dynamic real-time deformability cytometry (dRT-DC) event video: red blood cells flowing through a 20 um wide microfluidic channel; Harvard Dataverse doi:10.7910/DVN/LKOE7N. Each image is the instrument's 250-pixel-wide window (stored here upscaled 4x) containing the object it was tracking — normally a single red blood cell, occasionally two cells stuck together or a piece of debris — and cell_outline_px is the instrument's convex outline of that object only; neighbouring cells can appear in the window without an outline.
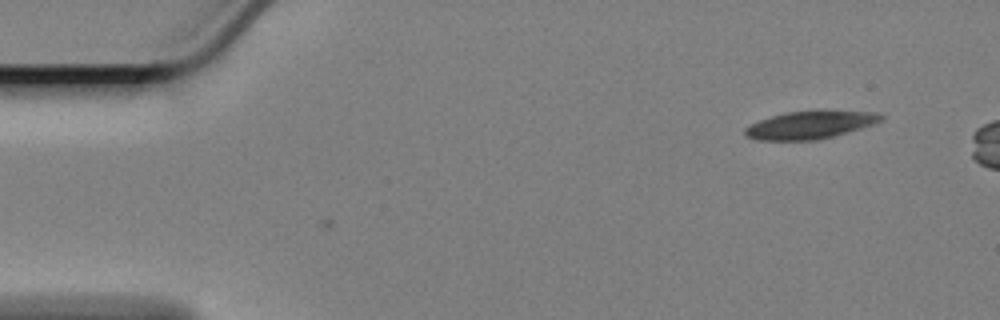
{"species": "Egyptian fruit bat (a non-hibernating species)", "species_latin": "Rousettus aegyptiacus", "temperature_condition": "cold", "stored_images_in_passage": 2, "camera_frame_rate_fps": 3000, "um_per_image_px": 0.085, "animal": {"sex": "female"}, "frame": {"image": 1, "passage_image": 1, "time_ms": 0.0, "image_size_px": [1000, 320], "cell_outline_px": [[884, 120], [860, 128], [832, 136], [816, 140], [760, 140], [748, 136], [744, 132], [744, 128], [760, 120], [772, 116], [788, 112], [816, 108], [820, 108], [880, 112], [884, 116]], "centroid_in_image_um": [68.95, 10.56], "position_along_channel_um": 16.0, "area_um2": 22.54}}